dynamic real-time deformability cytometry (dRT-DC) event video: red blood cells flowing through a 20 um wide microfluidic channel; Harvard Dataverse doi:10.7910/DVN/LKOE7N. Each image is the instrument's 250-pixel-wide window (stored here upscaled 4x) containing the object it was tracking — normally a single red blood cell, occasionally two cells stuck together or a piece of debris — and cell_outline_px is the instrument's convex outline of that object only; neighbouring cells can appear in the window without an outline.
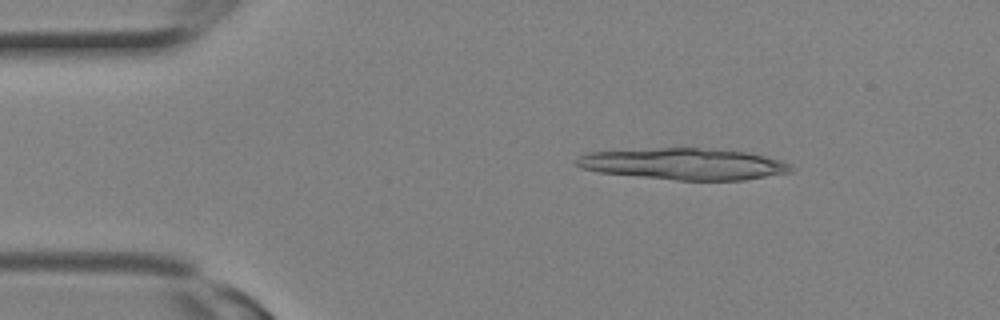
{"species": "Egyptian fruit bat (a non-hibernating species)", "species_latin": "Rousettus aegyptiacus", "temperature_condition": "room temperature", "stored_images_in_passage": 3, "camera_frame_rate_fps": 3000, "um_per_image_px": 0.085, "animal": {"sex": "female"}, "frame": {"image": 1, "passage_image": 2, "time_ms": 0.333, "image_size_px": [1000, 320], "cell_outline_px": [[796, 168], [792, 172], [744, 180], [676, 180], [600, 172], [580, 168], [576, 164], [576, 160], [580, 156], [588, 152], [660, 148], [712, 148], [748, 152], [780, 160], [792, 164]], "centroid_in_image_um": [58.2, 13.93], "position_along_channel_um": 26.8, "area_um2": 39.36}}